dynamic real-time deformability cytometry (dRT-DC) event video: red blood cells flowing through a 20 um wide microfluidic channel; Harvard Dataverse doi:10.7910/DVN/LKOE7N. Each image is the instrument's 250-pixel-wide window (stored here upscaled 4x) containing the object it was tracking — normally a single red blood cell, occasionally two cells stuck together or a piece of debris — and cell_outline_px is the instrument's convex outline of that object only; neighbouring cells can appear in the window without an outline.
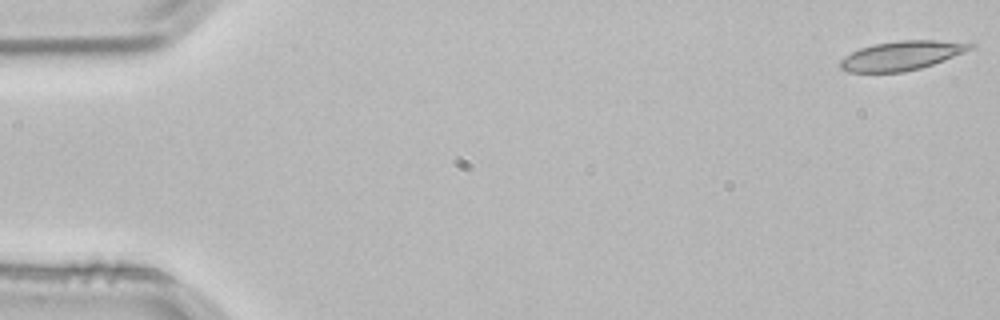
{"species": "common noctule bat (a hibernating species)", "species_latin": "Nyctalus noctula", "temperature_condition": "room temperature", "stored_images_in_passage": 4, "segment_of_instrument_passage": [1, 2], "camera_frame_rate_fps": 3000, "um_per_image_px": 0.085, "animal": {"sex": "male", "body_mass_g": 21.5, "forearm_length_mm": 52.0}, "frame": {"image": 1, "passage_image": 1, "time_ms": 0.0, "image_size_px": [1000, 320], "cell_outline_px": [[976, 48], [944, 60], [920, 68], [904, 72], [848, 72], [840, 68], [840, 60], [844, 56], [860, 48], [872, 44], [900, 40], [936, 40], [976, 44]], "centroid_in_image_um": [76.65, 4.72], "position_along_channel_um": 8.4, "area_um2": 22.14}}